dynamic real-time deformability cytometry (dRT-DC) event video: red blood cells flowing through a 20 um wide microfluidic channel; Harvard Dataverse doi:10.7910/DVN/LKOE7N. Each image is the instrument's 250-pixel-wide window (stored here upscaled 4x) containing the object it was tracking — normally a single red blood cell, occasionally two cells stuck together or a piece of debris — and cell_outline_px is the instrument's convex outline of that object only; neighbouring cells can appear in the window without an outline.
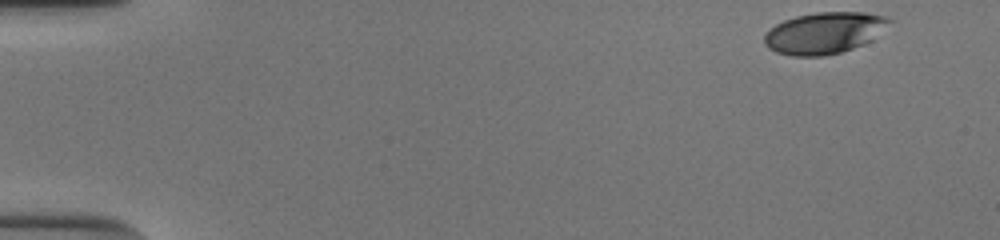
{"species": "human", "species_latin": "Homo sapiens", "temperature_condition": "cold", "stored_images_in_passage": 44, "camera_frame_rate_fps": 3000, "um_per_image_px": 0.085, "donor": {"sex": "male"}, "frame": {"image": 1, "passage_image": 1, "time_ms": 0.0, "image_size_px": [1000, 240], "cell_outline_px": [[896, 20], [872, 40], [864, 44], [840, 52], [824, 56], [792, 56], [776, 52], [768, 48], [764, 44], [764, 36], [776, 24], [784, 20], [796, 16], [816, 12], [864, 12], [888, 16]], "centroid_in_image_um": [70.13, 2.79], "position_along_channel_um": 14.9, "area_um2": 30.52}}
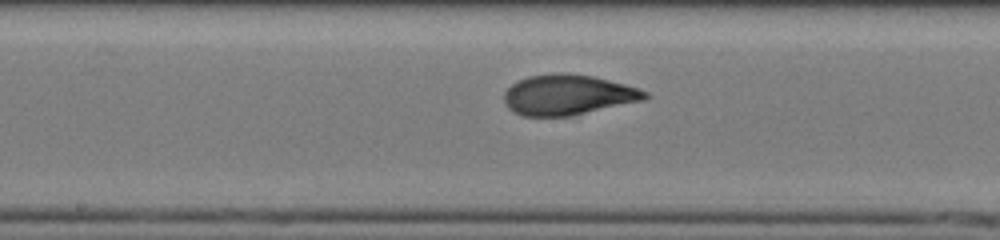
{"frame": {"image": 2, "passage_image": 26, "time_ms": 8.333, "image_size_px": [1000, 240], "cell_outline_px": [[648, 96], [644, 100], [568, 116], [524, 116], [512, 112], [504, 104], [504, 92], [512, 84], [528, 76], [560, 72], [592, 76], [624, 84], [648, 92]], "centroid_in_image_um": [48.22, 8.06], "position_along_channel_um": 200.0, "area_um2": 32.83}}
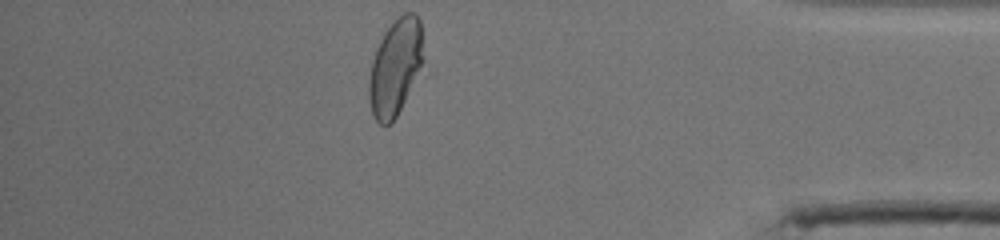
{"frame": {"image": 3, "passage_image": 44, "time_ms": 14.333, "image_size_px": [1000, 240], "cell_outline_px": [[420, 64], [404, 100], [396, 116], [384, 128], [372, 116], [368, 96], [368, 80], [372, 60], [376, 48], [384, 32], [404, 12], [416, 12], [420, 20]], "centroid_in_image_um": [33.51, 5.73], "position_along_channel_um": 401.7, "area_um2": 29.36}, "authors_computed_cell_mechanics": {"area_um2": 31.9345, "velocity_mm_per_s": 3.892, "shape_relaxation_time_tau1_ms": 5.1536, "shape_relaxation_time_tau2_ms": 0.919, "deformation_change_tau1": 0.2006, "deformation_change_tau2": 0.0714}}